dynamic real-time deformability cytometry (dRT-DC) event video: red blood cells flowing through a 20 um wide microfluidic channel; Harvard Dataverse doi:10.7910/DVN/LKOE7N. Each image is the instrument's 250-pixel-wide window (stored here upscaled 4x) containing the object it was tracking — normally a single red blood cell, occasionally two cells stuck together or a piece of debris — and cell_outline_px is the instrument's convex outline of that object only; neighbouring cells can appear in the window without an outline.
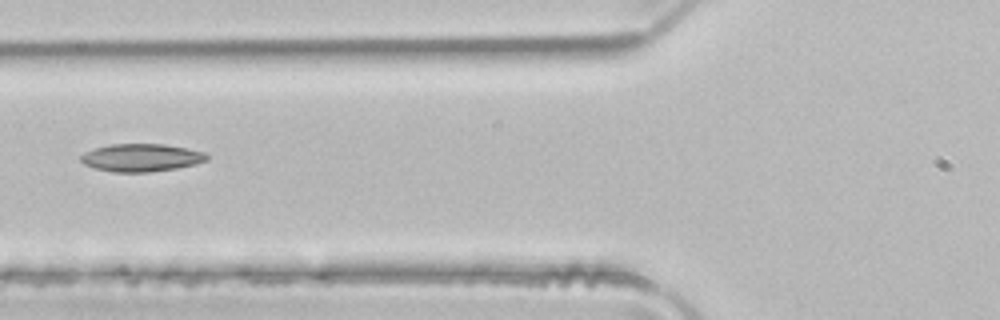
{"species": "common noctule bat (a hibernating species)", "species_latin": "Nyctalus noctula", "temperature_condition": "room temperature", "stored_images_in_passage": 4, "camera_frame_rate_fps": 3000, "um_per_image_px": 0.085, "animal": {"sex": "male", "body_mass_g": 21.5, "forearm_length_mm": 52.0}, "frame": {"image": 1, "passage_image": 4, "time_ms": 1.0, "image_size_px": [1000, 320], "cell_outline_px": [[208, 160], [196, 164], [176, 168], [148, 172], [116, 172], [96, 168], [84, 164], [80, 160], [80, 156], [84, 152], [92, 148], [112, 144], [164, 144], [188, 148], [204, 152], [208, 156]], "centroid_in_image_um": [12.01, 13.39], "position_along_channel_um": 113.8, "area_um2": 20.4}}